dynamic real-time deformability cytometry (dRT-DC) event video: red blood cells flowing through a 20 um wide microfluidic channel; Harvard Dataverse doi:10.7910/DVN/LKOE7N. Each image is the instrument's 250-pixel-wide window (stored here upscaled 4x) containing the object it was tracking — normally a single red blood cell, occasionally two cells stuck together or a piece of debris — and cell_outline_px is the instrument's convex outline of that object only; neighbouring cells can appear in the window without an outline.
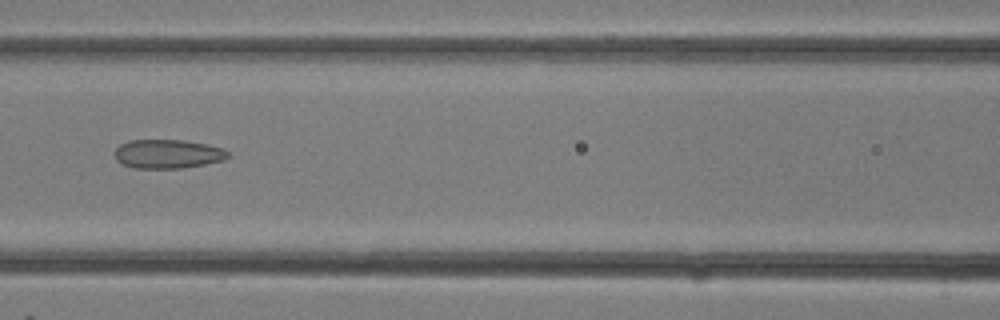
{"species": "common noctule bat (a hibernating species)", "species_latin": "Nyctalus noctula", "temperature_condition": "room temperature", "stored_images_in_passage": 12, "camera_frame_rate_fps": 3000, "um_per_image_px": 0.085, "animal": {"sex": "female"}, "frame": {"image": 1, "passage_image": 9, "time_ms": 2.667, "image_size_px": [1000, 320], "cell_outline_px": [[228, 156], [224, 160], [204, 164], [180, 168], [132, 168], [116, 160], [116, 148], [120, 144], [128, 140], [184, 140], [208, 144], [224, 148], [228, 152]], "centroid_in_image_um": [14.27, 13.07], "position_along_channel_um": 152.3, "area_um2": 19.07}}
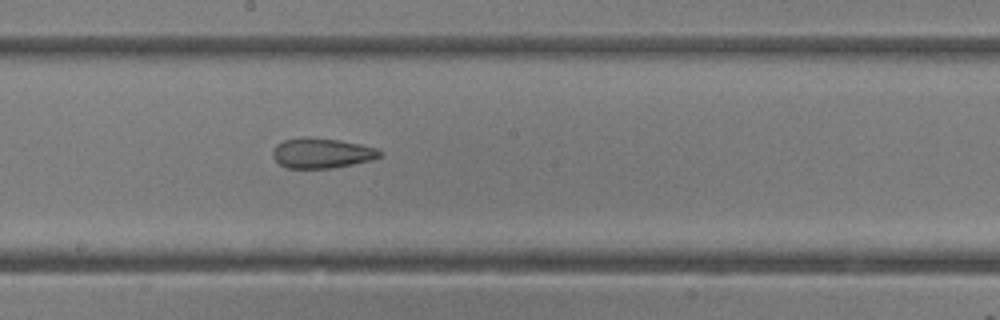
{"frame": {"image": 2, "passage_image": 12, "time_ms": 3.667, "image_size_px": [1000, 320], "cell_outline_px": [[384, 156], [372, 160], [332, 168], [288, 168], [280, 164], [272, 156], [272, 152], [276, 144], [284, 140], [304, 136], [340, 140], [360, 144], [376, 148], [384, 152]], "centroid_in_image_um": [27.38, 13.0], "position_along_channel_um": 220.8, "area_um2": 18.96}}